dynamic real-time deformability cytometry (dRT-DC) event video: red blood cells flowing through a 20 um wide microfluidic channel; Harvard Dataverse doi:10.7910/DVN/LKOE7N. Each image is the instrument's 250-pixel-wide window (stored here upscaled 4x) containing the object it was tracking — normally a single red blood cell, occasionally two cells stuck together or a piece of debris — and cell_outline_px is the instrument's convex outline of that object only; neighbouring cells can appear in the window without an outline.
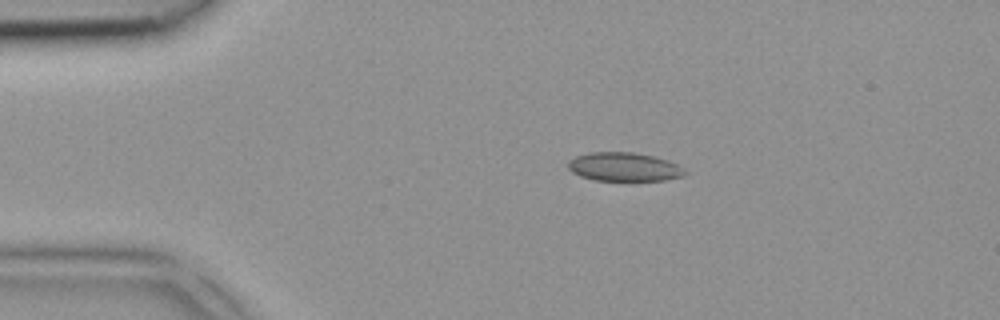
{"species": "common noctule bat (a hibernating species)", "species_latin": "Nyctalus noctula", "temperature_condition": "room temperature", "stored_images_in_passage": 3, "camera_frame_rate_fps": 3000, "um_per_image_px": 0.085, "animal": {"sex": "female", "body_mass_g": 18.4}, "frame": {"image": 1, "passage_image": 2, "time_ms": 0.333, "image_size_px": [1000, 320], "cell_outline_px": [[688, 172], [684, 176], [664, 180], [596, 180], [580, 176], [572, 172], [568, 168], [568, 160], [576, 156], [588, 152], [632, 152], [652, 156], [668, 160], [676, 164]], "centroid_in_image_um": [53.03, 14.18], "position_along_channel_um": 32.0, "area_um2": 19.48}}